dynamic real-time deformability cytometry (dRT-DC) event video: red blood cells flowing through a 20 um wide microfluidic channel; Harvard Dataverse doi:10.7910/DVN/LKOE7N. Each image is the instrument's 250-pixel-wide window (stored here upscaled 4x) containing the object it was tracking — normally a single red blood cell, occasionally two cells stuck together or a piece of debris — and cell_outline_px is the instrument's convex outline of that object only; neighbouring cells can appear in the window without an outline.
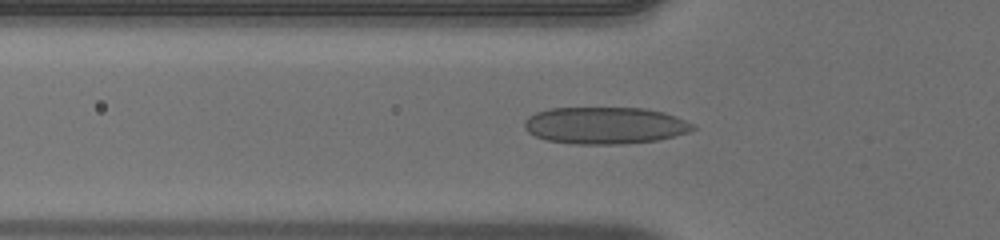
{"species": "human", "species_latin": "Homo sapiens", "temperature_condition": "warm", "stored_images_in_passage": 46, "camera_frame_rate_fps": 3000, "um_per_image_px": 0.085, "donor": {"sex": "male"}, "frame": {"image": 1, "passage_image": 17, "time_ms": 5.333, "image_size_px": [1000, 240], "cell_outline_px": [[696, 128], [688, 132], [656, 140], [620, 144], [572, 144], [548, 140], [536, 136], [528, 132], [524, 128], [524, 120], [528, 116], [536, 112], [548, 108], [644, 108], [664, 112], [676, 116], [692, 124]], "centroid_in_image_um": [51.38, 10.66], "position_along_channel_um": 74.4, "area_um2": 36.18}}
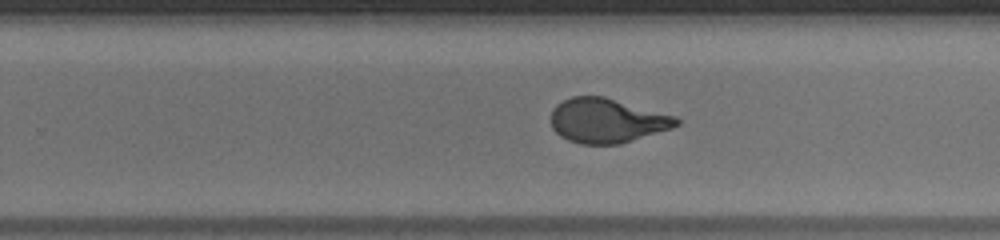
{"frame": {"image": 2, "passage_image": 32, "time_ms": 10.333, "image_size_px": [1000, 240], "cell_outline_px": [[680, 124], [672, 128], [620, 144], [580, 144], [568, 140], [560, 136], [552, 128], [552, 108], [556, 104], [572, 96], [604, 96], [676, 116], [680, 120]], "centroid_in_image_um": [51.59, 10.25], "position_along_channel_um": 278.2, "area_um2": 32.54}}
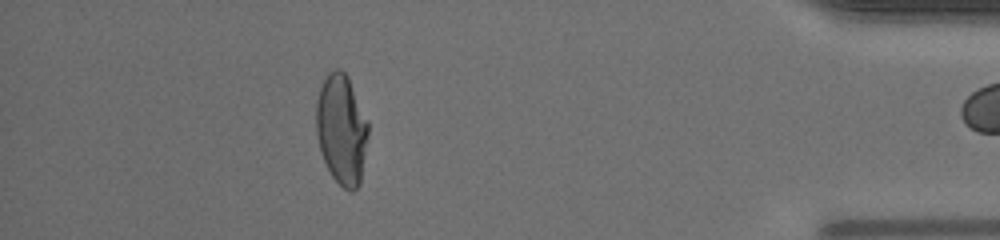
{"frame": {"image": 3, "passage_image": 45, "time_ms": 14.667, "image_size_px": [1000, 240], "cell_outline_px": [[368, 132], [360, 184], [352, 192], [344, 188], [332, 176], [320, 152], [316, 132], [316, 100], [320, 88], [328, 72], [336, 68], [340, 68], [348, 76], [368, 120]], "centroid_in_image_um": [29.03, 10.97], "position_along_channel_um": 406.2, "area_um2": 33.41}}